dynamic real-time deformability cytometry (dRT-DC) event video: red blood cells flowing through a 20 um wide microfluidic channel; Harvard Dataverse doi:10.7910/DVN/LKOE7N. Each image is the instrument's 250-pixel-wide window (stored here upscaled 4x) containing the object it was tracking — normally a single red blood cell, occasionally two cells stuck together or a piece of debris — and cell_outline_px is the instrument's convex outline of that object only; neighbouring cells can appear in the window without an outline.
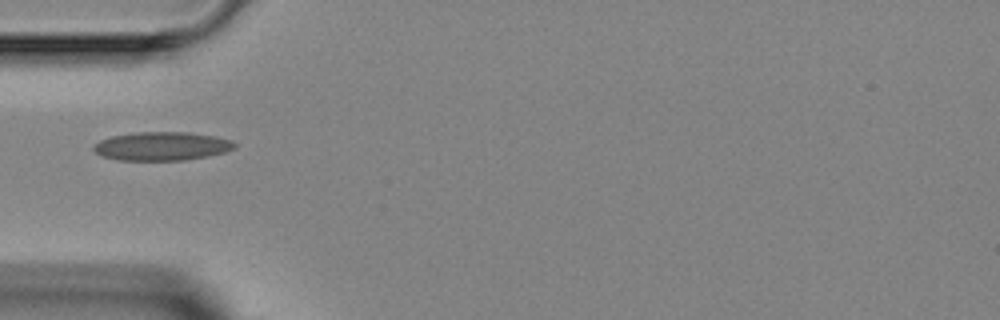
{"species": "Egyptian fruit bat (a non-hibernating species)", "species_latin": "Rousettus aegyptiacus", "temperature_condition": "room temperature", "stored_images_in_passage": 1, "camera_frame_rate_fps": 3000, "um_per_image_px": 0.085, "animal": {"sex": "female"}, "frame": {"image": 1, "passage_image": 1, "time_ms": 0.0, "image_size_px": [1000, 320], "cell_outline_px": [[236, 148], [224, 152], [208, 156], [184, 160], [120, 160], [100, 156], [92, 148], [92, 144], [100, 140], [112, 136], [136, 132], [188, 132], [216, 136], [232, 140], [236, 144]], "centroid_in_image_um": [13.75, 12.42], "position_along_channel_um": 71.3, "area_um2": 23.64}}